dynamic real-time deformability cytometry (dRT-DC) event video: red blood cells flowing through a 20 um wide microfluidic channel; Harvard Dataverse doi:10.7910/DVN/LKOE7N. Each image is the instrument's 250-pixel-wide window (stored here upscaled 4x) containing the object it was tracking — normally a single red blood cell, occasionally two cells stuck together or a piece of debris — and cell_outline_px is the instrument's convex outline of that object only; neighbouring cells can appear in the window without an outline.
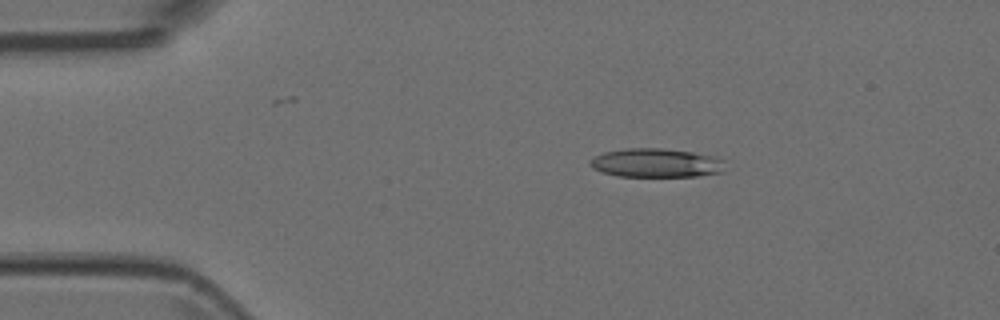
{"species": "Egyptian fruit bat (a non-hibernating species)", "species_latin": "Rousettus aegyptiacus", "temperature_condition": "room temperature", "stored_images_in_passage": 4, "camera_frame_rate_fps": 3000, "um_per_image_px": 0.085, "animal": {"sex": "female"}, "frame": {"image": 1, "passage_image": 2, "time_ms": 0.333, "image_size_px": [1000, 320], "cell_outline_px": [[724, 172], [696, 176], [620, 176], [600, 172], [592, 168], [588, 164], [588, 160], [604, 152], [624, 148], [660, 148], [692, 152], [716, 156], [724, 160]], "centroid_in_image_um": [55.76, 13.84], "position_along_channel_um": 29.2, "area_um2": 22.89}}